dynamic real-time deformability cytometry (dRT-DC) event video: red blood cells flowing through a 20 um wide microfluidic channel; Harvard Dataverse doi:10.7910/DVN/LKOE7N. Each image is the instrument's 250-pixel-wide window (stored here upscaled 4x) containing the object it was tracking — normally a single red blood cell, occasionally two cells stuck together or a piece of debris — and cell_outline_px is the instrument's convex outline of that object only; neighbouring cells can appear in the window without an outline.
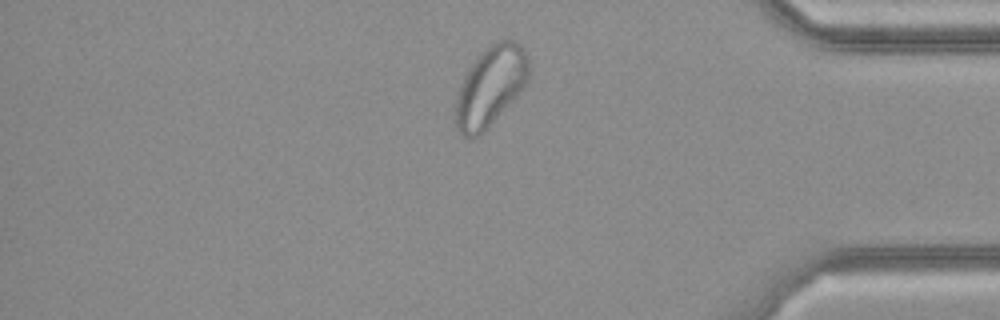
{"species": "common noctule bat (a hibernating species)", "species_latin": "Nyctalus noctula", "temperature_condition": "cold", "stored_images_in_passage": 28, "camera_frame_rate_fps": 3000, "um_per_image_px": 0.085, "animal": {"sex": "female", "body_mass_g": 21.9}, "frame": {"image": 1, "passage_image": 24, "time_ms": 7.667, "image_size_px": [1000, 320], "cell_outline_px": [[528, 80], [512, 100], [484, 132], [472, 140], [464, 136], [456, 128], [456, 96], [460, 84], [464, 76], [480, 52], [484, 48], [496, 40], [508, 36], [516, 40], [524, 48], [528, 60]], "centroid_in_image_um": [41.68, 7.29], "position_along_channel_um": 393.5, "area_um2": 34.1}}